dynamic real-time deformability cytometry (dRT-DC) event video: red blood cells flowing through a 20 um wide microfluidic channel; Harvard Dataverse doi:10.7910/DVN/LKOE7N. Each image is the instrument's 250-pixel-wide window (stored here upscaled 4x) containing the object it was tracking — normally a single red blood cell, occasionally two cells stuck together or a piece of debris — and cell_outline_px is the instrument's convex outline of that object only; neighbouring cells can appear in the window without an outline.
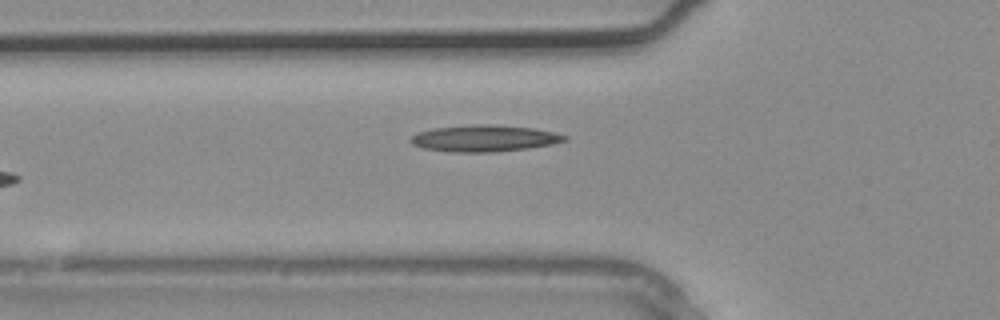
{"species": "common noctule bat (a hibernating species)", "species_latin": "Nyctalus noctula", "temperature_condition": "warm", "stored_images_in_passage": 3, "camera_frame_rate_fps": 3000, "um_per_image_px": 0.085, "animal": {"sex": "male", "body_mass_g": 20.4}, "frame": {"image": 1, "passage_image": 3, "time_ms": 0.667, "image_size_px": [1000, 320], "cell_outline_px": [[568, 140], [552, 144], [528, 148], [496, 152], [452, 152], [424, 148], [412, 144], [408, 140], [416, 132], [432, 128], [476, 124], [488, 124], [532, 128], [552, 132], [568, 136]], "centroid_in_image_um": [41.13, 11.76], "position_along_channel_um": 84.7, "area_um2": 23.81}}